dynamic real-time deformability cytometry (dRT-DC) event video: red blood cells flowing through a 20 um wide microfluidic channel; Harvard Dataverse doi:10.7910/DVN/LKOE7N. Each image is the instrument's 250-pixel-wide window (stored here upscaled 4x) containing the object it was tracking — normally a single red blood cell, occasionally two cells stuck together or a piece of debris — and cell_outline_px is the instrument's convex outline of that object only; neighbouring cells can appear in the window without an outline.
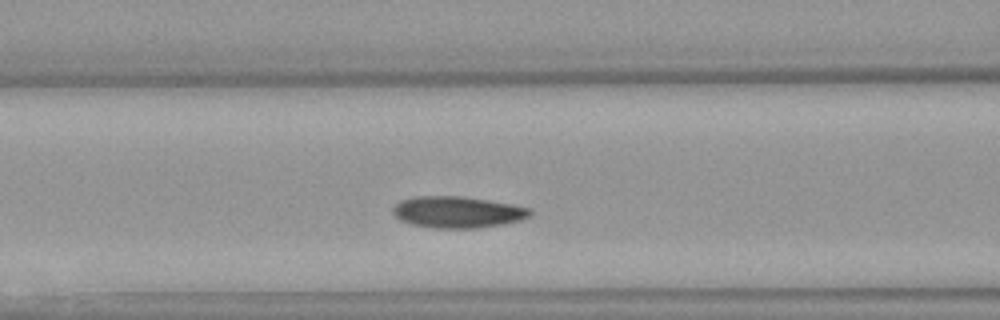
{"species": "Egyptian fruit bat (a non-hibernating species)", "species_latin": "Rousettus aegyptiacus", "temperature_condition": "warm", "stored_images_in_passage": 33, "camera_frame_rate_fps": 3000, "um_per_image_px": 0.085, "animal": {"sex": "female"}, "frame": {"image": 1, "passage_image": 12, "time_ms": 3.667, "image_size_px": [1000, 320], "cell_outline_px": [[532, 212], [528, 216], [520, 220], [500, 224], [476, 228], [436, 228], [412, 224], [400, 220], [392, 212], [392, 208], [400, 200], [412, 196], [464, 196], [512, 204], [532, 208]], "centroid_in_image_um": [38.86, 18.01], "position_along_channel_um": 127.7, "area_um2": 25.14}}
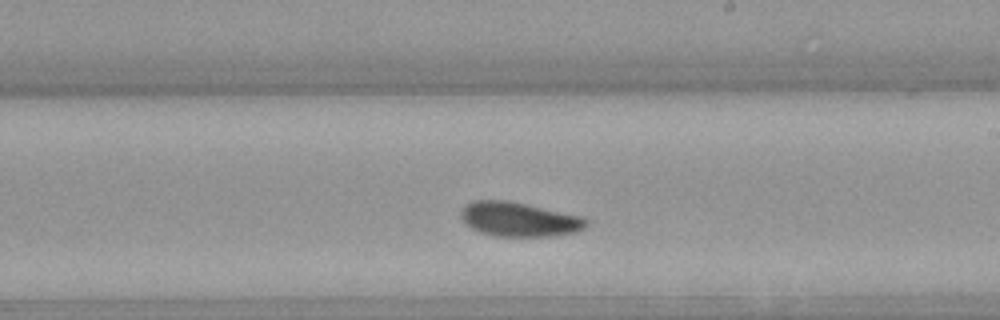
{"frame": {"image": 2, "passage_image": 21, "time_ms": 6.667, "image_size_px": [1000, 320], "cell_outline_px": [[588, 224], [584, 228], [576, 232], [552, 236], [492, 236], [480, 232], [472, 228], [460, 216], [460, 212], [464, 204], [472, 200], [508, 200], [580, 216], [588, 220]], "centroid_in_image_um": [44.09, 18.64], "position_along_channel_um": 244.9, "area_um2": 25.03}}
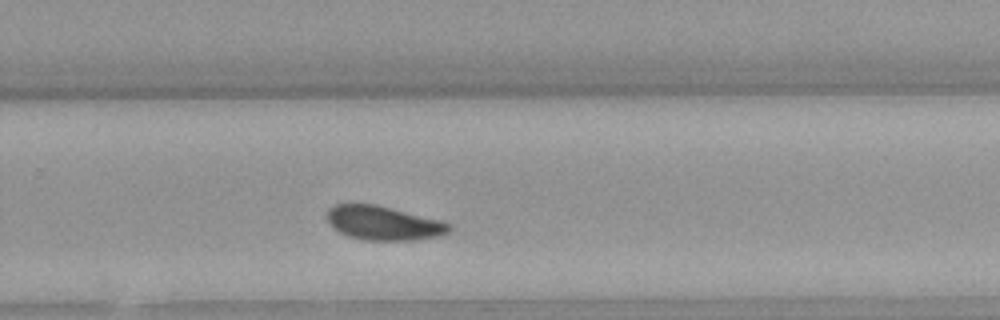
{"frame": {"image": 3, "passage_image": 25, "time_ms": 8.0, "image_size_px": [1000, 320], "cell_outline_px": [[452, 228], [448, 232], [436, 236], [416, 240], [360, 240], [348, 236], [340, 232], [328, 220], [328, 208], [332, 204], [376, 204], [440, 220], [452, 224]], "centroid_in_image_um": [32.6, 18.96], "position_along_channel_um": 297.2, "area_um2": 24.1}, "authors_computed_cell_mechanics": {"area_um2": 24.854, "velocity_mm_per_s": 3.9291, "shape_relaxation_time_tau1_ms": 2.2793, "shape_relaxation_time_tau2_ms": 6.7454, "deformation_change_tau1": 0.0988, "deformation_change_tau2": 0.0828}}